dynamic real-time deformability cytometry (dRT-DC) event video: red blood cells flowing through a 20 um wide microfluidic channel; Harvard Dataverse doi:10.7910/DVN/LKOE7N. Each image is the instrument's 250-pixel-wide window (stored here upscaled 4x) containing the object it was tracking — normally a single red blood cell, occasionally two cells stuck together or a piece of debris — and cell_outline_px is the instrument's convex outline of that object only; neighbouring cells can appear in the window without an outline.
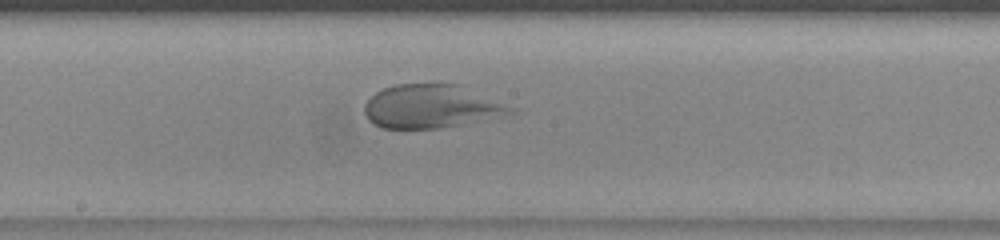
{"species": "human", "species_latin": "Homo sapiens", "temperature_condition": "warm", "stored_images_in_passage": 33, "camera_frame_rate_fps": 3000, "um_per_image_px": 0.085, "donor": {"sex": "female"}, "frame": {"image": 1, "passage_image": 15, "time_ms": 4.667, "image_size_px": [1000, 240], "cell_outline_px": [[520, 108], [516, 112], [460, 124], [436, 128], [380, 128], [372, 124], [368, 120], [364, 112], [364, 104], [376, 92], [384, 88], [396, 84], [464, 84]], "centroid_in_image_um": [36.72, 9.02], "position_along_channel_um": 211.5, "area_um2": 37.45}}
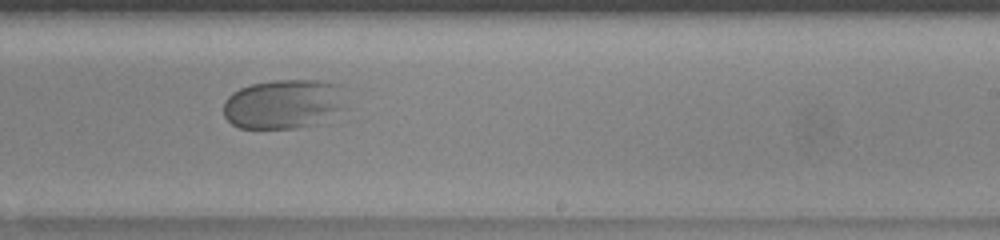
{"frame": {"image": 2, "passage_image": 19, "time_ms": 6.0, "image_size_px": [1000, 240], "cell_outline_px": [[352, 108], [320, 124], [296, 128], [240, 128], [232, 124], [224, 116], [224, 104], [228, 96], [232, 92], [248, 84], [272, 80], [324, 80], [340, 84]], "centroid_in_image_um": [24.26, 8.84], "position_along_channel_um": 264.7, "area_um2": 36.82}, "authors_computed_cell_mechanics": {"area_um2": 41.6738, "velocity_mm_per_s": 3.9893, "shape_relaxation_time_tau1_ms": 6.4051, "shape_relaxation_time_tau2_ms": null, "deformation_change_tau1": 0.2993, "deformation_change_tau2": null}}